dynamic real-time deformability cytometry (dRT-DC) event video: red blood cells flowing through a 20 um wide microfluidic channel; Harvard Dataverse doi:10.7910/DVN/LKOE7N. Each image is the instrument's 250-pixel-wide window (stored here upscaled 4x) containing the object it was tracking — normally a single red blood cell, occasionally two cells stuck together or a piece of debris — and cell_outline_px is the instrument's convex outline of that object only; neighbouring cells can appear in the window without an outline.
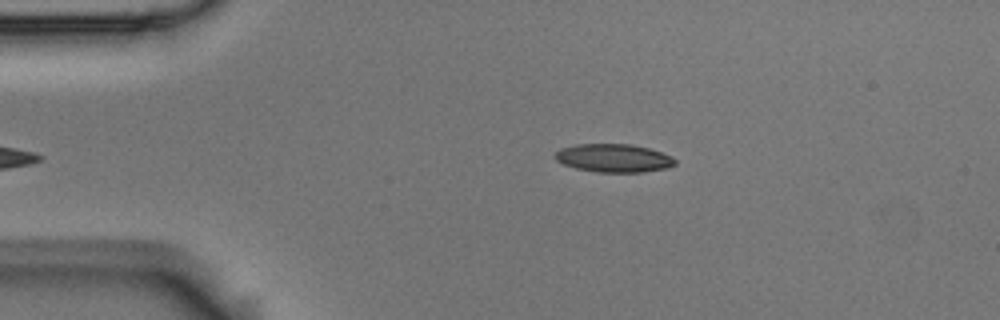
{"species": "Egyptian fruit bat (a non-hibernating species)", "species_latin": "Rousettus aegyptiacus", "temperature_condition": "room temperature", "stored_images_in_passage": 38, "camera_frame_rate_fps": 3000, "um_per_image_px": 0.085, "animal": {"sex": "male"}, "frame": {"image": 1, "passage_image": 2, "time_ms": 0.333, "image_size_px": [1000, 320], "cell_outline_px": [[676, 164], [664, 168], [640, 172], [600, 172], [576, 168], [564, 164], [556, 160], [556, 152], [560, 148], [576, 144], [632, 144], [648, 148], [672, 156], [676, 160]], "centroid_in_image_um": [52.16, 13.42], "position_along_channel_um": 32.8, "area_um2": 19.54}}
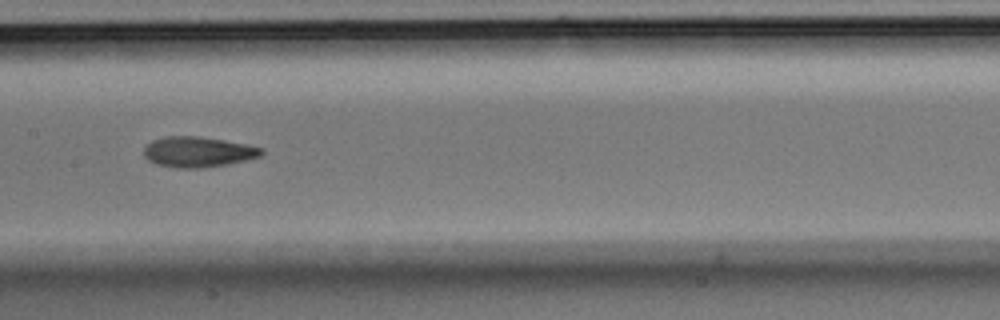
{"frame": {"image": 2, "passage_image": 18, "time_ms": 5.667, "image_size_px": [1000, 320], "cell_outline_px": [[264, 152], [260, 156], [228, 164], [200, 168], [176, 168], [156, 164], [148, 160], [144, 156], [144, 148], [152, 140], [164, 136], [196, 136], [224, 140], [248, 144], [264, 148]], "centroid_in_image_um": [16.83, 12.91], "position_along_channel_um": 190.6, "area_um2": 20.92}}
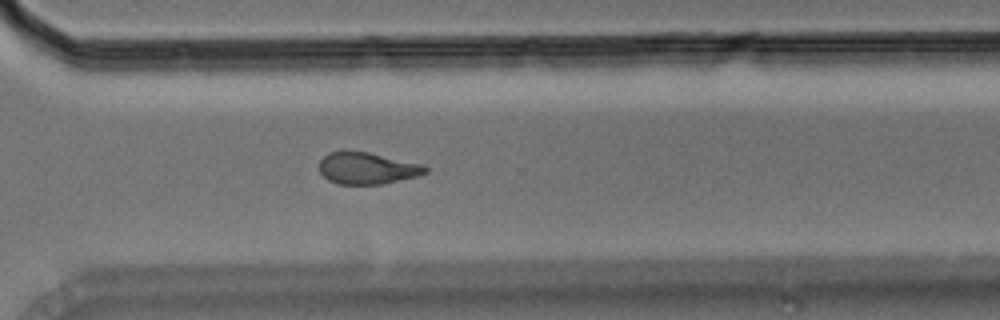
{"frame": {"image": 3, "passage_image": 30, "time_ms": 9.667, "image_size_px": [1000, 320], "cell_outline_px": [[428, 172], [420, 176], [384, 184], [336, 184], [328, 180], [320, 172], [320, 160], [328, 152], [368, 152], [424, 164], [428, 168]], "centroid_in_image_um": [31.27, 14.32], "position_along_channel_um": 339.3, "area_um2": 19.71}, "authors_computed_cell_mechanics": {"area_um2": 20.2878, "velocity_mm_per_s": 3.7308, "shape_relaxation_time_tau1_ms": 6.1692, "shape_relaxation_time_tau2_ms": 4.4928, "deformation_change_tau1": 0.1877, "deformation_change_tau2": 0.1265}}